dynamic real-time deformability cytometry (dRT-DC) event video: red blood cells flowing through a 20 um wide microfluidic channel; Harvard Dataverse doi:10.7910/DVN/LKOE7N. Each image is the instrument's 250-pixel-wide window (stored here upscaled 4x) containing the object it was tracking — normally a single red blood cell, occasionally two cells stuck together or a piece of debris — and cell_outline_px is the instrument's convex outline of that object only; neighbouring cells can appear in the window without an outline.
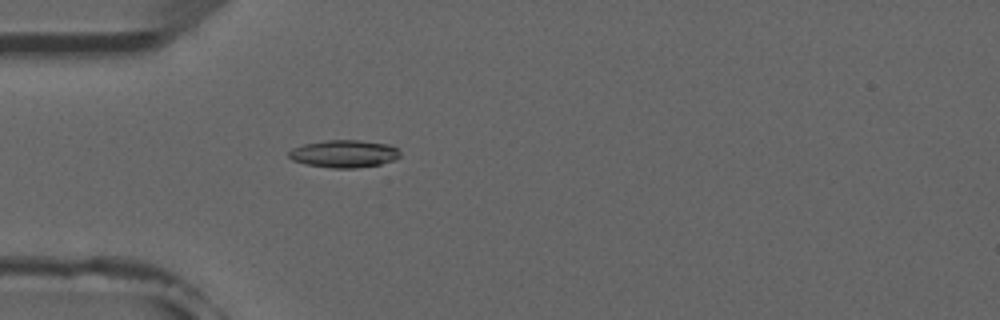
{"species": "common noctule bat (a hibernating species)", "species_latin": "Nyctalus noctula", "temperature_condition": "room temperature", "stored_images_in_passage": 4, "camera_frame_rate_fps": 3000, "um_per_image_px": 0.085, "animal": {"sex": "male", "forearm_length_mm": 52.5}, "frame": {"image": 1, "passage_image": 4, "time_ms": 3.667, "image_size_px": [1000, 320], "cell_outline_px": [[400, 156], [396, 160], [380, 164], [356, 168], [332, 168], [304, 164], [292, 160], [288, 156], [288, 152], [292, 148], [304, 144], [328, 140], [360, 140], [388, 144], [396, 148], [400, 152]], "centroid_in_image_um": [29.24, 13.07], "position_along_channel_um": 55.8, "area_um2": 17.92}}